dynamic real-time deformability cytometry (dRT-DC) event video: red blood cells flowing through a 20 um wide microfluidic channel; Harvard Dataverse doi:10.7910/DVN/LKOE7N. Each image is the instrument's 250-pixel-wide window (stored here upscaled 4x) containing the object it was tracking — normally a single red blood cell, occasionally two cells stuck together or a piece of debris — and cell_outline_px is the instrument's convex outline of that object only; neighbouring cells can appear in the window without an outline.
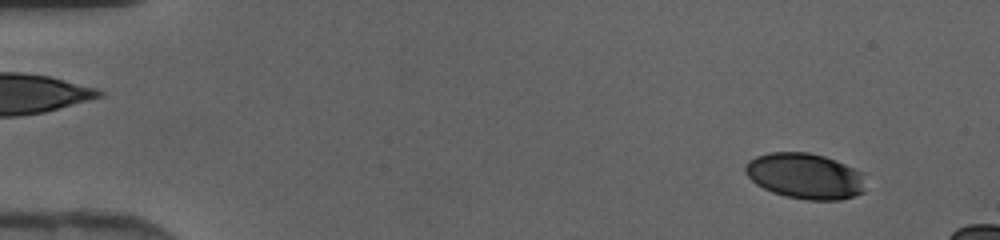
{"species": "human", "species_latin": "Homo sapiens", "temperature_condition": "cold", "stored_images_in_passage": 44, "camera_frame_rate_fps": 3000, "um_per_image_px": 0.085, "donor": {"sex": "female"}, "frame": {"image": 1, "passage_image": 4, "time_ms": 1.0, "image_size_px": [1000, 240], "cell_outline_px": [[864, 192], [840, 200], [808, 200], [784, 196], [772, 192], [756, 184], [744, 172], [744, 164], [748, 160], [756, 156], [768, 152], [808, 152], [824, 156], [836, 160], [860, 172], [864, 188]], "centroid_in_image_um": [68.37, 14.96], "position_along_channel_um": 16.6, "area_um2": 31.96}}
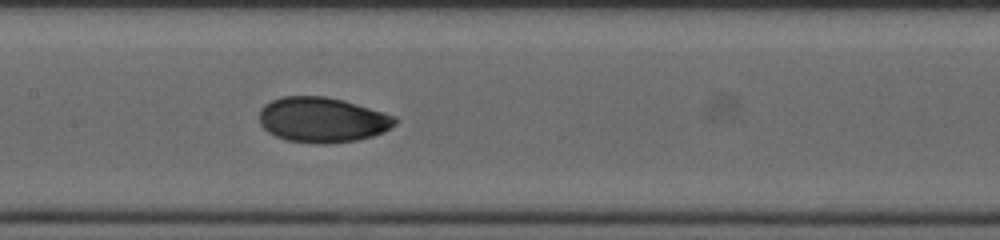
{"frame": {"image": 2, "passage_image": 23, "time_ms": 7.333, "image_size_px": [1000, 240], "cell_outline_px": [[396, 124], [384, 132], [372, 136], [356, 140], [324, 144], [288, 140], [276, 136], [268, 132], [260, 124], [260, 108], [264, 104], [272, 100], [284, 96], [324, 96], [344, 100], [396, 116]], "centroid_in_image_um": [27.4, 10.17], "position_along_channel_um": 180.0, "area_um2": 35.6}}
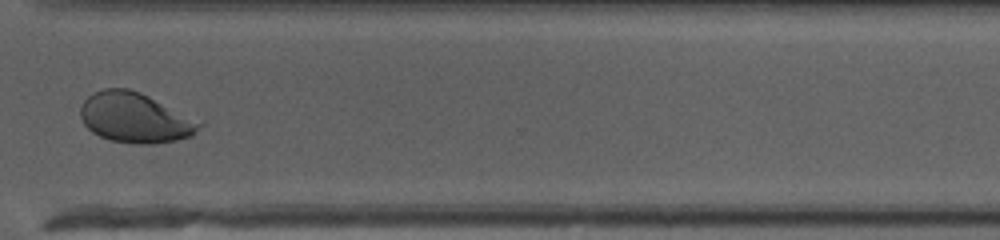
{"frame": {"image": 3, "passage_image": 35, "time_ms": 11.333, "image_size_px": [1000, 240], "cell_outline_px": [[204, 124], [192, 136], [176, 140], [152, 144], [140, 144], [108, 140], [92, 132], [84, 124], [80, 116], [80, 108], [84, 100], [88, 96], [104, 88], [128, 88], [140, 92], [204, 120]], "centroid_in_image_um": [11.55, 10.01], "position_along_channel_um": 359.1, "area_um2": 35.2}}